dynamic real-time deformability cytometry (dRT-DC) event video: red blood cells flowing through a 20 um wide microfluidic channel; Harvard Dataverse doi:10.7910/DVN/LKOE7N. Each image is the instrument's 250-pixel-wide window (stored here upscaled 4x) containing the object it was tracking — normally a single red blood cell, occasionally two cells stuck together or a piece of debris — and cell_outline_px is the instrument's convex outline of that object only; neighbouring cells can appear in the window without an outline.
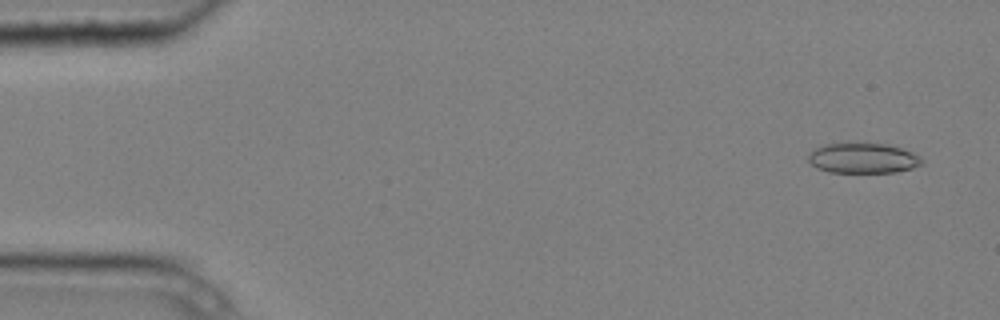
{"species": "common noctule bat (a hibernating species)", "species_latin": "Nyctalus noctula", "temperature_condition": "cold", "stored_images_in_passage": 8, "camera_frame_rate_fps": 3000, "um_per_image_px": 0.085, "animal": {"sex": "male", "body_mass_g": 20.4}, "frame": {"image": 1, "passage_image": 1, "time_ms": 0.0, "image_size_px": [1000, 320], "cell_outline_px": [[924, 164], [912, 168], [896, 172], [828, 172], [816, 168], [808, 160], [808, 156], [816, 148], [824, 144], [888, 144], [912, 152], [920, 156], [924, 160]], "centroid_in_image_um": [73.39, 13.46], "position_along_channel_um": 11.6, "area_um2": 19.83}}
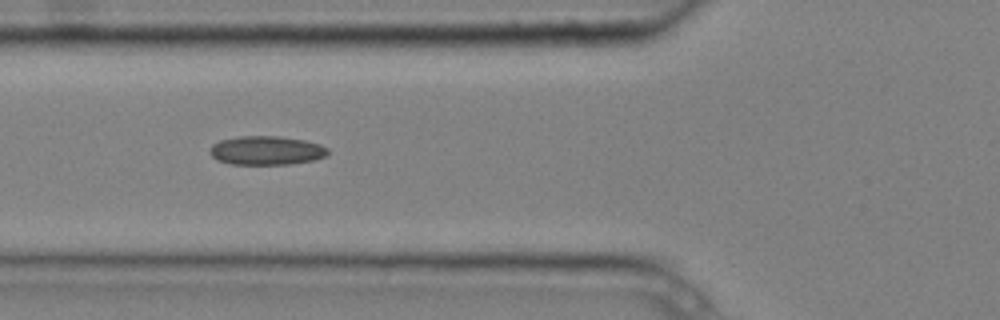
{"frame": {"image": 2, "passage_image": 6, "time_ms": 1.667, "image_size_px": [1000, 320], "cell_outline_px": [[328, 156], [312, 160], [288, 164], [232, 164], [216, 160], [208, 152], [212, 144], [220, 140], [236, 136], [280, 136], [304, 140], [320, 144], [328, 148]], "centroid_in_image_um": [22.62, 12.78], "position_along_channel_um": 103.2, "area_um2": 20.0}}
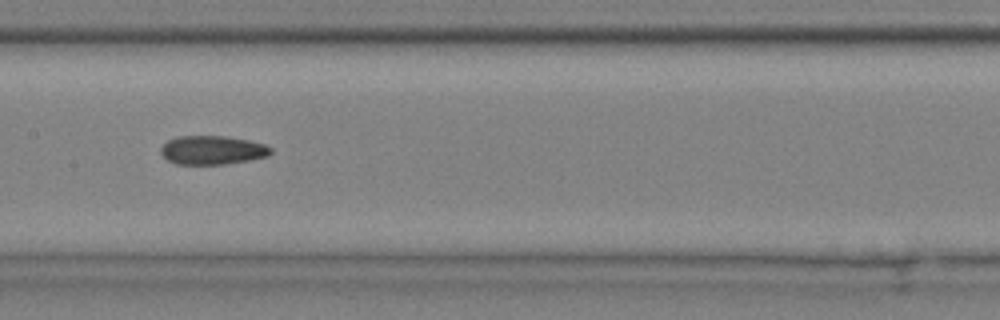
{"frame": {"image": 3, "passage_image": 8, "time_ms": 2.333, "image_size_px": [1000, 320], "cell_outline_px": [[272, 152], [268, 156], [248, 160], [224, 164], [176, 164], [168, 160], [160, 152], [160, 148], [168, 140], [176, 136], [228, 136], [248, 140], [264, 144], [272, 148]], "centroid_in_image_um": [18.05, 12.75], "position_along_channel_um": 189.4, "area_um2": 18.44}}